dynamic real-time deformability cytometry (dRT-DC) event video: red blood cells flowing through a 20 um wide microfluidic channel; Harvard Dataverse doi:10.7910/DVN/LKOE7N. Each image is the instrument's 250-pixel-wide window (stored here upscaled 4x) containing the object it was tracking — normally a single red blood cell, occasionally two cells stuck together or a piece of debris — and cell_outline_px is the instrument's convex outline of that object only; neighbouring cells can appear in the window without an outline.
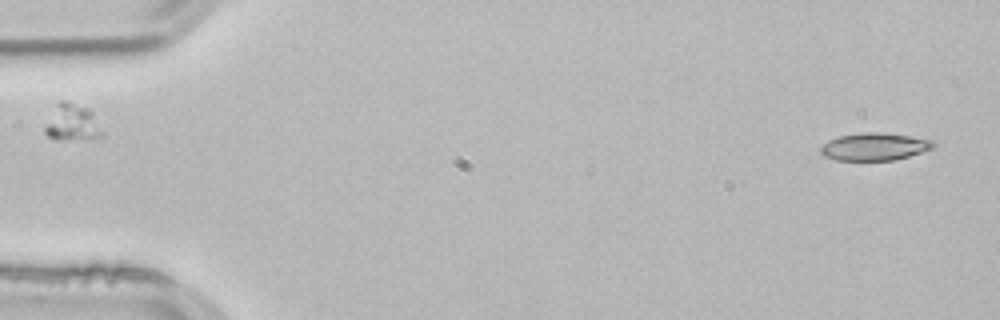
{"species": "common noctule bat (a hibernating species)", "species_latin": "Nyctalus noctula", "temperature_condition": "room temperature", "stored_images_in_passage": 4, "segment_of_instrument_passage": [2, 2], "camera_frame_rate_fps": 3000, "um_per_image_px": 0.085, "animal": {"sex": "male", "body_mass_g": 21.5, "forearm_length_mm": 52.0}, "frame": {"image": 1, "passage_image": 4, "time_ms": 1.0, "image_size_px": [1000, 320], "cell_outline_px": [[936, 144], [932, 148], [908, 156], [892, 160], [836, 160], [824, 156], [820, 152], [820, 148], [828, 140], [840, 136], [864, 132], [884, 132], [932, 140]], "centroid_in_image_um": [74.3, 12.46], "position_along_channel_um": 10.7, "area_um2": 17.86}}